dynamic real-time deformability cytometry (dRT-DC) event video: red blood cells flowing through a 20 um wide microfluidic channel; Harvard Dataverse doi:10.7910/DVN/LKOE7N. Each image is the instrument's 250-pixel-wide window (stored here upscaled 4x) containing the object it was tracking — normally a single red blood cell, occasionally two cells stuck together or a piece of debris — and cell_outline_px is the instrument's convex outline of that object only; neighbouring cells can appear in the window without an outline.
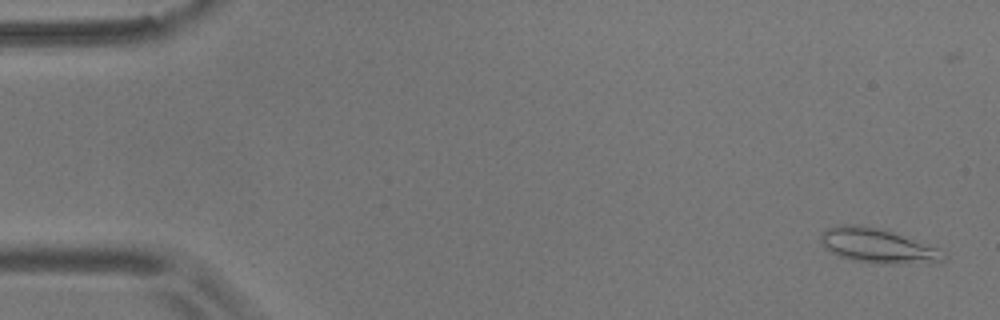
{"species": "common noctule bat (a hibernating species)", "species_latin": "Nyctalus noctula", "temperature_condition": "room temperature", "stored_images_in_passage": 55, "camera_frame_rate_fps": 3000, "um_per_image_px": 0.085, "animal": {"sex": "male", "body_mass_g": 17.9}, "frame": {"image": 1, "passage_image": 2, "time_ms": 0.333, "image_size_px": [1000, 320], "cell_outline_px": [[948, 256], [944, 260], [896, 264], [880, 264], [852, 260], [840, 256], [832, 252], [820, 240], [820, 232], [824, 228], [836, 224], [856, 224], [888, 228], [936, 248], [944, 252]], "centroid_in_image_um": [74.56, 20.84], "position_along_channel_um": 10.4, "area_um2": 25.03}}
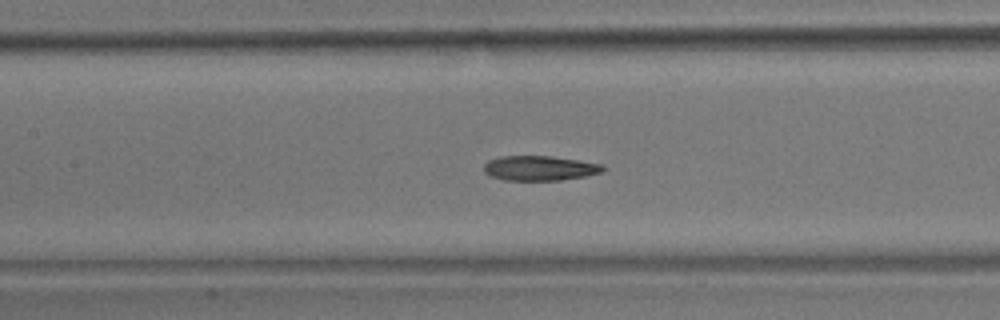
{"frame": {"image": 2, "passage_image": 25, "time_ms": 8.0, "image_size_px": [1000, 320], "cell_outline_px": [[604, 168], [600, 172], [584, 176], [560, 180], [504, 180], [488, 176], [484, 172], [484, 164], [488, 160], [500, 156], [552, 156], [604, 164]], "centroid_in_image_um": [45.82, 14.29], "position_along_channel_um": 161.6, "area_um2": 17.22}}
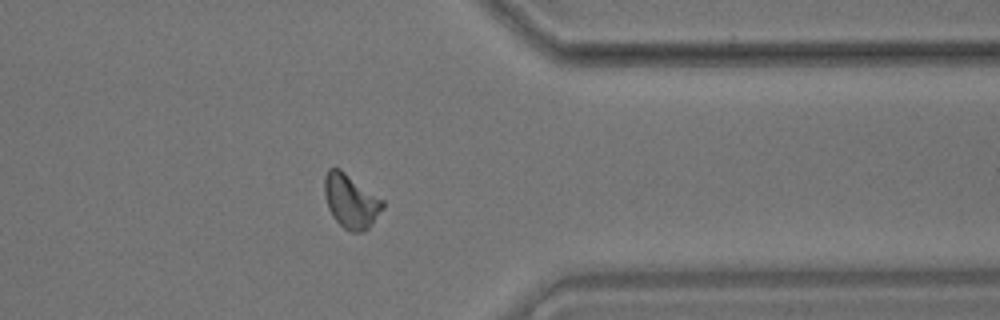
{"frame": {"image": 3, "passage_image": 44, "time_ms": 14.333, "image_size_px": [1000, 320], "cell_outline_px": [[384, 208], [372, 224], [368, 228], [360, 232], [352, 232], [344, 228], [332, 216], [328, 208], [324, 192], [324, 176], [328, 168], [340, 168], [384, 200]], "centroid_in_image_um": [29.82, 17.08], "position_along_channel_um": 381.6, "area_um2": 18.38}, "authors_computed_cell_mechanics": {"area_um2": 17.8024, "velocity_mm_per_s": 3.6323, "shape_relaxation_time_tau1_ms": 8.3076, "shape_relaxation_time_tau2_ms": 4.9383, "deformation_change_tau1": 0.1805, "deformation_change_tau2": 0.1189}}